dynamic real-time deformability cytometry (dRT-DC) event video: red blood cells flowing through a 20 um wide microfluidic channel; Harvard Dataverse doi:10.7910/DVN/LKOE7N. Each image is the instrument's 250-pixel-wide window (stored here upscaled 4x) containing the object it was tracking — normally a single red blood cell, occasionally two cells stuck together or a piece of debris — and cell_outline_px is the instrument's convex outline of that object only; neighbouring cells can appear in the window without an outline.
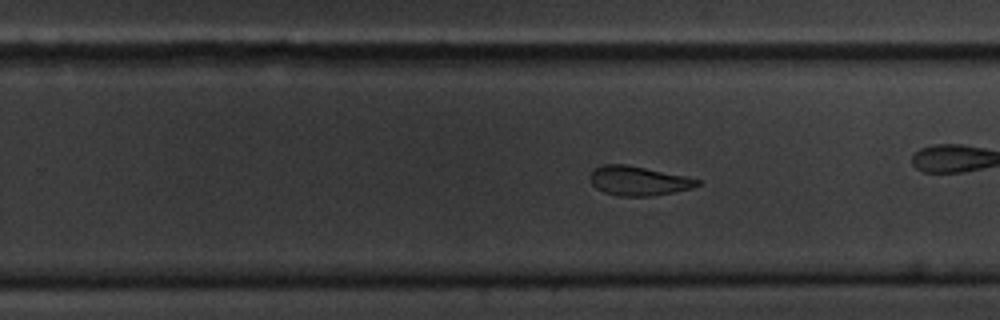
{"species": "common noctule bat (a hibernating species)", "species_latin": "Nyctalus noctula", "temperature_condition": "cold", "stored_images_in_passage": 56, "camera_frame_rate_fps": 3000, "um_per_image_px": 0.085, "animal": {"sex": "male", "body_mass_g": 20.1, "forearm_length_mm": 53.5}, "frame": {"image": 1, "passage_image": 34, "time_ms": 11.0, "image_size_px": [1000, 320], "cell_outline_px": [[700, 184], [692, 188], [652, 196], [620, 196], [604, 192], [596, 188], [588, 180], [588, 176], [596, 168], [604, 164], [624, 164], [684, 176], [700, 180]], "centroid_in_image_um": [54.22, 15.38], "position_along_channel_um": 275.6, "area_um2": 18.09}}
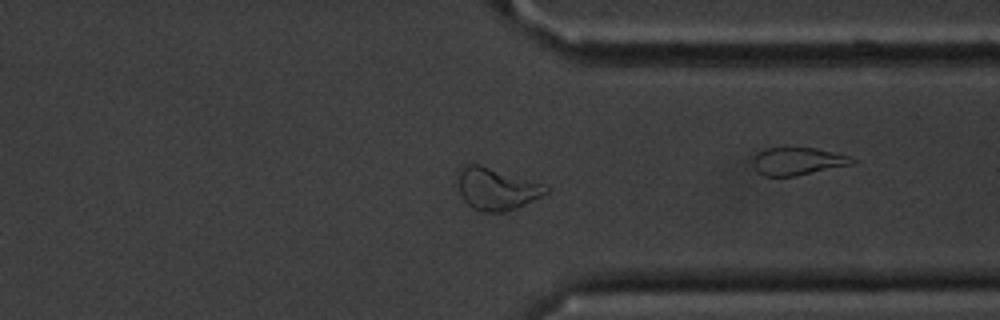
{"frame": {"image": 2, "passage_image": 42, "time_ms": 13.667, "image_size_px": [1000, 320], "cell_outline_px": [[548, 192], [516, 208], [504, 212], [480, 212], [472, 208], [460, 196], [456, 172], [464, 164], [480, 164], [540, 184], [548, 188]], "centroid_in_image_um": [42.09, 16.06], "position_along_channel_um": 369.3, "area_um2": 21.33}}
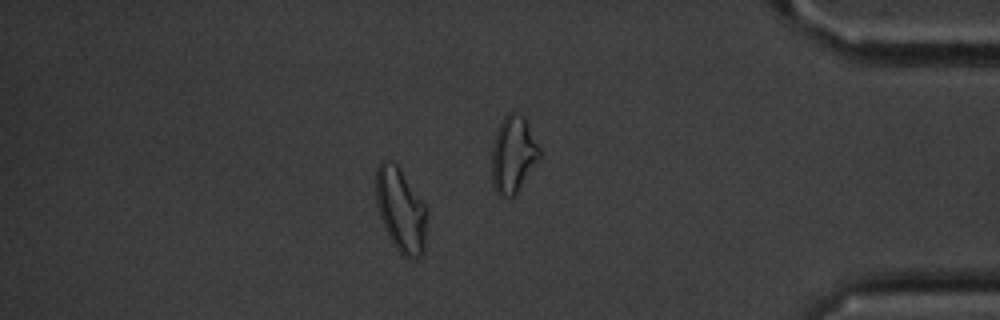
{"frame": {"image": 3, "passage_image": 48, "time_ms": 15.667, "image_size_px": [1000, 320], "cell_outline_px": [[428, 212], [424, 252], [416, 260], [408, 260], [396, 248], [388, 236], [380, 216], [376, 204], [376, 168], [380, 160], [388, 160], [396, 164], [400, 168], [428, 208]], "centroid_in_image_um": [34.09, 17.87], "position_along_channel_um": 401.1, "area_um2": 25.49}, "authors_computed_cell_mechanics": {"area_um2": 19.941, "velocity_mm_per_s": 3.5673, "shape_relaxation_time_tau1_ms": 5.9071, "shape_relaxation_time_tau2_ms": 3.5161, "deformation_change_tau1": 0.1412, "deformation_change_tau2": 0.1166}}